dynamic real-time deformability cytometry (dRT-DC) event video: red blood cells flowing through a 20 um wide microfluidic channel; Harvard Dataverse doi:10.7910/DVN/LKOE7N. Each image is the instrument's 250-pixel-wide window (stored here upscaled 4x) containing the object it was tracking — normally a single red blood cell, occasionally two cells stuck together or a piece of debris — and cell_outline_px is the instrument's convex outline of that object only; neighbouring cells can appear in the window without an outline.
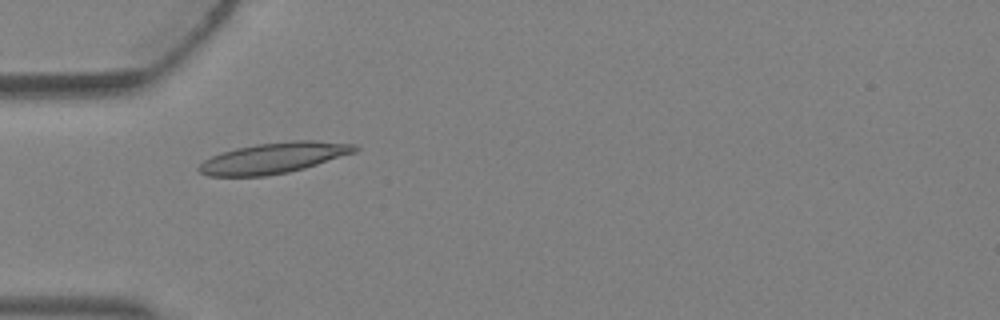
{"species": "Egyptian fruit bat (a non-hibernating species)", "species_latin": "Rousettus aegyptiacus", "temperature_condition": "warm", "stored_images_in_passage": 4, "camera_frame_rate_fps": 3000, "um_per_image_px": 0.085, "animal": {"sex": "female"}, "frame": {"image": 1, "passage_image": 3, "time_ms": 0.667, "image_size_px": [1000, 320], "cell_outline_px": [[360, 148], [356, 152], [304, 168], [288, 172], [264, 176], [208, 176], [200, 172], [196, 168], [204, 160], [212, 156], [236, 148], [256, 144], [292, 140], [316, 140], [356, 144]], "centroid_in_image_um": [23.29, 13.42], "position_along_channel_um": 61.7, "area_um2": 27.92}}
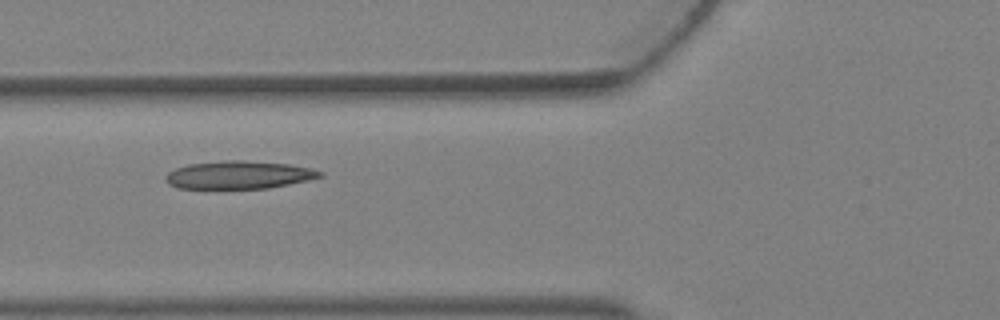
{"frame": {"image": 2, "passage_image": 4, "time_ms": 1.0, "image_size_px": [1000, 320], "cell_outline_px": [[324, 176], [308, 180], [268, 188], [180, 188], [168, 184], [164, 180], [164, 176], [168, 172], [176, 168], [188, 164], [224, 160], [244, 160], [288, 164], [312, 168], [324, 172]], "centroid_in_image_um": [20.3, 14.86], "position_along_channel_um": 105.5, "area_um2": 25.14}}